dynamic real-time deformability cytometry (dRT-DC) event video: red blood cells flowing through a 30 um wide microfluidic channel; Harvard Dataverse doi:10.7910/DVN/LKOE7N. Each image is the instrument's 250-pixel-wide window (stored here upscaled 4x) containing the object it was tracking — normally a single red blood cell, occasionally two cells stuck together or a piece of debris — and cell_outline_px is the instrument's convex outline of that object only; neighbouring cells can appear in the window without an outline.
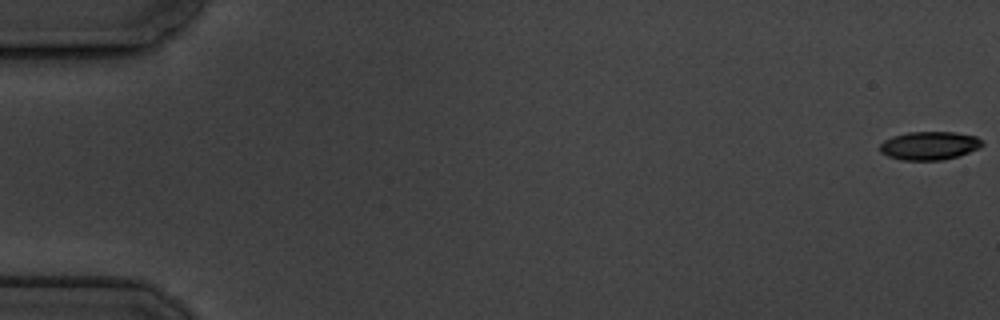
{"species": "common noctule bat (a hibernating species)", "species_latin": "Nyctalus noctula", "temperature_condition": "cold", "stored_images_in_passage": 12, "camera_frame_rate_fps": 3000, "um_per_image_px": 0.085, "animal": {"sex": "male", "body_mass_g": 19.5, "forearm_length_mm": 54.6}, "frame": {"image": 1, "passage_image": 1, "time_ms": 0.0, "image_size_px": [1000, 320], "cell_outline_px": [[984, 144], [980, 148], [956, 156], [940, 160], [904, 160], [888, 156], [880, 152], [880, 144], [884, 140], [892, 136], [908, 132], [952, 132], [976, 136]], "centroid_in_image_um": [78.97, 12.37], "position_along_channel_um": 6.0, "area_um2": 16.76}}
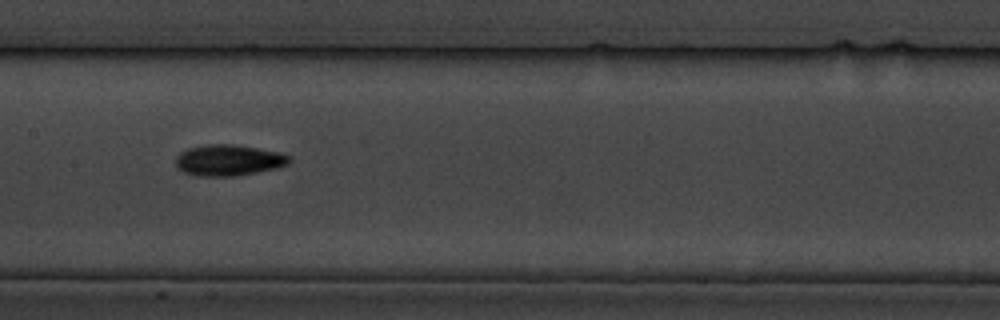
{"frame": {"image": 2, "passage_image": 9, "time_ms": 9.667, "image_size_px": [1000, 320], "cell_outline_px": [[292, 160], [288, 164], [280, 168], [236, 176], [196, 176], [184, 172], [176, 168], [176, 156], [180, 152], [188, 148], [208, 144], [232, 144], [280, 152], [292, 156]], "centroid_in_image_um": [19.46, 13.62], "position_along_channel_um": 187.9, "area_um2": 20.87}}
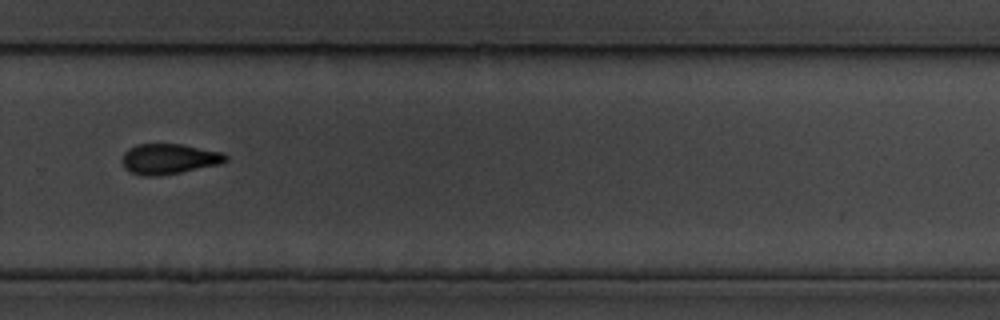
{"frame": {"image": 3, "passage_image": 12, "time_ms": 13.333, "image_size_px": [1000, 320], "cell_outline_px": [[228, 160], [220, 164], [160, 176], [140, 176], [128, 172], [124, 168], [120, 160], [124, 152], [128, 148], [136, 144], [180, 144], [224, 152], [228, 156]], "centroid_in_image_um": [14.32, 13.51], "position_along_channel_um": 315.5, "area_um2": 18.67}}